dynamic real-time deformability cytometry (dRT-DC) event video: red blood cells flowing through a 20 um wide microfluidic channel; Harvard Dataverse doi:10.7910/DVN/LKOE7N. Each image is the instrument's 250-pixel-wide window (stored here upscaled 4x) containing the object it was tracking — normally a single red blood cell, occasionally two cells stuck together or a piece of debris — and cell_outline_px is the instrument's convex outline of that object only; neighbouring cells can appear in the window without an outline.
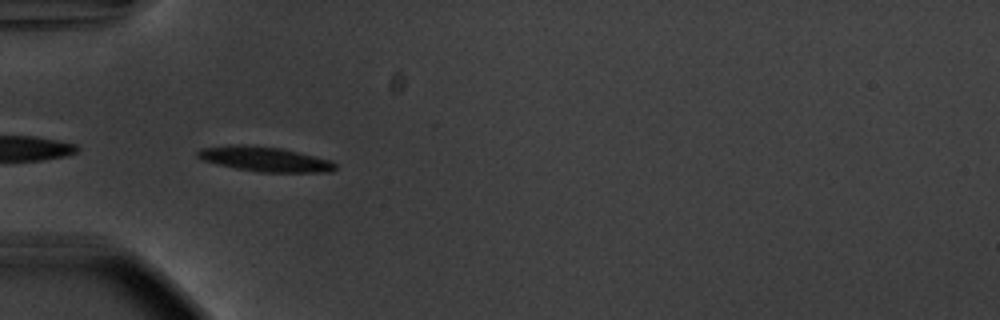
{"species": "common noctule bat (a hibernating species)", "species_latin": "Nyctalus noctula", "temperature_condition": "warm", "stored_images_in_passage": 36, "camera_frame_rate_fps": 3000, "um_per_image_px": 0.085, "animal": {"sex": "male", "body_mass_g": 20.1, "forearm_length_mm": 53.5}, "frame": {"image": 1, "passage_image": 1, "time_ms": 0.0, "image_size_px": [1000, 320], "cell_outline_px": [[336, 168], [332, 172], [260, 172], [236, 168], [204, 160], [196, 156], [196, 152], [200, 148], [236, 144], [284, 148], [328, 160], [336, 164]], "centroid_in_image_um": [22.51, 13.52], "position_along_channel_um": 62.5, "area_um2": 19.65}, "authors_computed_cell_mechanics": {"area_um2": 19.1318, "velocity_mm_per_s": 3.7205, "shape_relaxation_time_tau1_ms": 3.7754, "shape_relaxation_time_tau2_ms": 3.6123, "deformation_change_tau1": 0.2, "deformation_change_tau2": 0.0501}}